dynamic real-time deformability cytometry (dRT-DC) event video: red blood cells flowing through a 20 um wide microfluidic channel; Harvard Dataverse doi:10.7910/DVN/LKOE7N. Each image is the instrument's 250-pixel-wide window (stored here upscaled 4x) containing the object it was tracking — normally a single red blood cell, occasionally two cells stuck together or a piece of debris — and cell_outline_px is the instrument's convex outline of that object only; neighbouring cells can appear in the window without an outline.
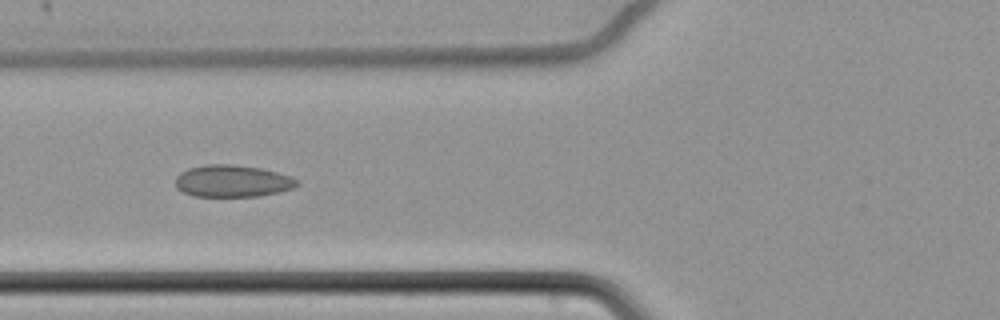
{"species": "common noctule bat (a hibernating species)", "species_latin": "Nyctalus noctula", "temperature_condition": "cold", "stored_images_in_passage": 11, "camera_frame_rate_fps": 3000, "um_per_image_px": 0.085, "animal": {"sex": "female", "body_mass_g": 22.7, "forearm_length_mm": 54.2}, "frame": {"image": 1, "passage_image": 7, "time_ms": 2.0, "image_size_px": [1000, 320], "cell_outline_px": [[300, 184], [292, 188], [280, 192], [260, 196], [196, 196], [184, 192], [176, 188], [176, 176], [180, 172], [188, 168], [204, 164], [236, 164], [260, 168], [276, 172], [300, 180]], "centroid_in_image_um": [19.76, 15.38], "position_along_channel_um": 106.0, "area_um2": 22.77}}
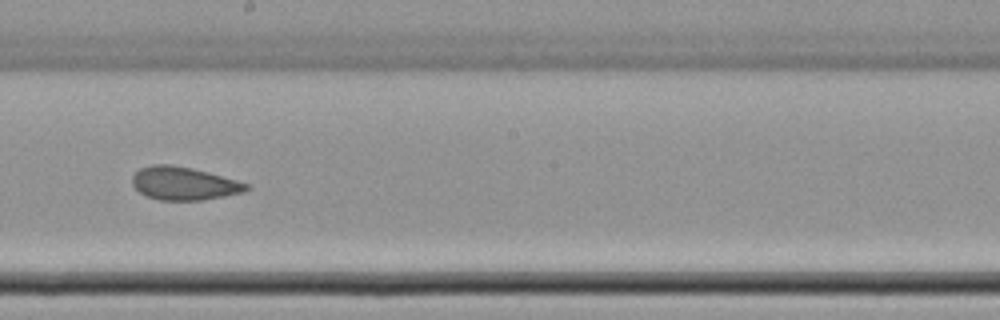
{"frame": {"image": 2, "passage_image": 10, "time_ms": 3.0, "image_size_px": [1000, 320], "cell_outline_px": [[252, 188], [244, 192], [204, 200], [160, 200], [148, 196], [140, 192], [132, 184], [132, 176], [140, 168], [152, 164], [172, 164], [192, 168], [208, 172], [236, 180], [248, 184]], "centroid_in_image_um": [15.64, 15.59], "position_along_channel_um": 232.6, "area_um2": 22.02}}
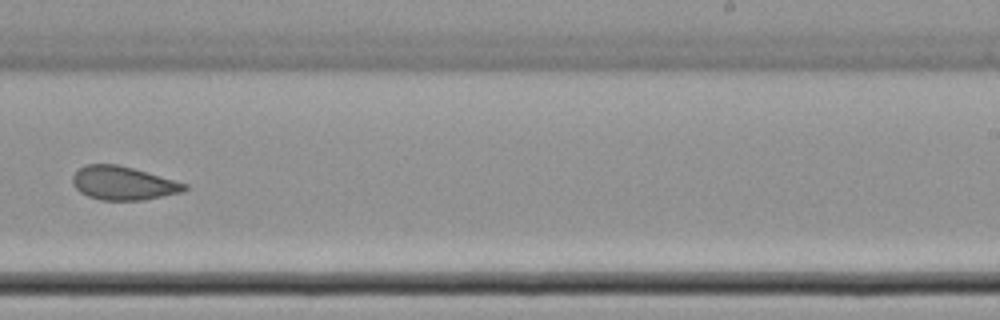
{"frame": {"image": 3, "passage_image": 11, "time_ms": 3.333, "image_size_px": [1000, 320], "cell_outline_px": [[188, 188], [184, 192], [144, 200], [100, 200], [88, 196], [80, 192], [72, 184], [72, 176], [84, 164], [116, 164], [132, 168], [188, 184]], "centroid_in_image_um": [10.47, 15.58], "position_along_channel_um": 278.5, "area_um2": 21.91}}